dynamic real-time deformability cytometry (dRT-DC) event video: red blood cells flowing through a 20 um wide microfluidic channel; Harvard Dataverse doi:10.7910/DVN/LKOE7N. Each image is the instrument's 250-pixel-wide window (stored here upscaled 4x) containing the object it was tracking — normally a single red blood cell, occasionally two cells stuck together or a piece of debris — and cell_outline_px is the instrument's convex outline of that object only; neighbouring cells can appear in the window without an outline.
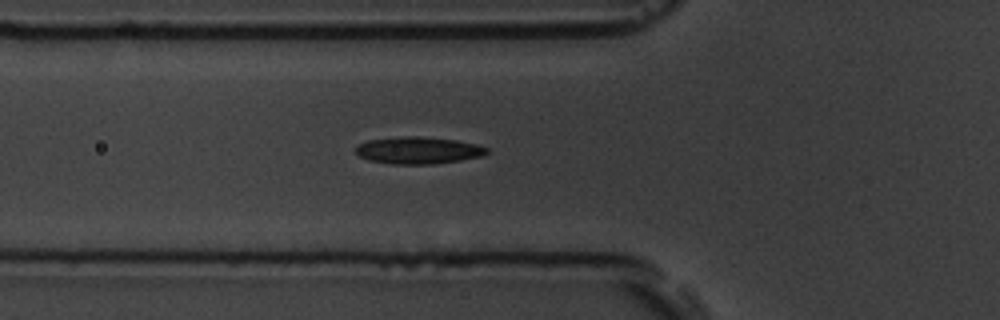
{"species": "common noctule bat (a hibernating species)", "species_latin": "Nyctalus noctula", "temperature_condition": "room temperature", "stored_images_in_passage": 39, "camera_frame_rate_fps": 3000, "um_per_image_px": 0.085, "animal": {"sex": "male", "body_mass_g": 19.5, "forearm_length_mm": 54.6}, "frame": {"image": 1, "passage_image": 2, "time_ms": 0.333, "image_size_px": [1000, 320], "cell_outline_px": [[488, 152], [484, 156], [460, 160], [432, 164], [392, 164], [368, 160], [360, 156], [356, 152], [356, 144], [368, 140], [404, 136], [416, 136], [456, 140], [476, 144], [488, 148]], "centroid_in_image_um": [35.55, 12.78], "position_along_channel_um": 90.3, "area_um2": 20.63}}
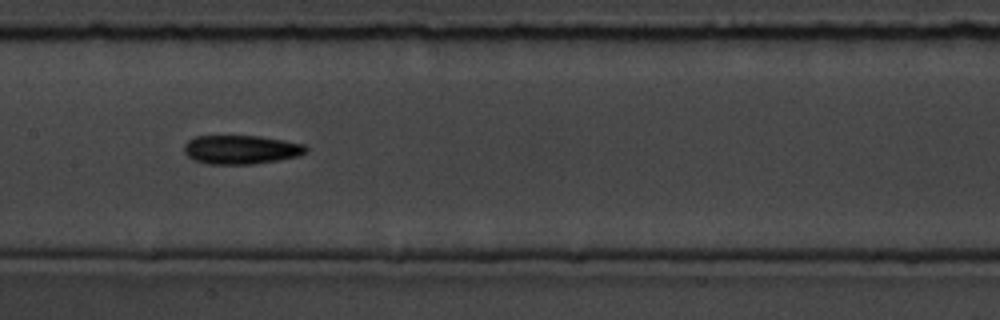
{"frame": {"image": 2, "passage_image": 10, "time_ms": 3.0, "image_size_px": [1000, 320], "cell_outline_px": [[308, 148], [300, 156], [280, 160], [252, 164], [208, 164], [192, 160], [184, 152], [184, 144], [188, 140], [196, 136], [260, 136], [284, 140], [304, 144]], "centroid_in_image_um": [20.48, 12.72], "position_along_channel_um": 186.9, "area_um2": 20.63}}
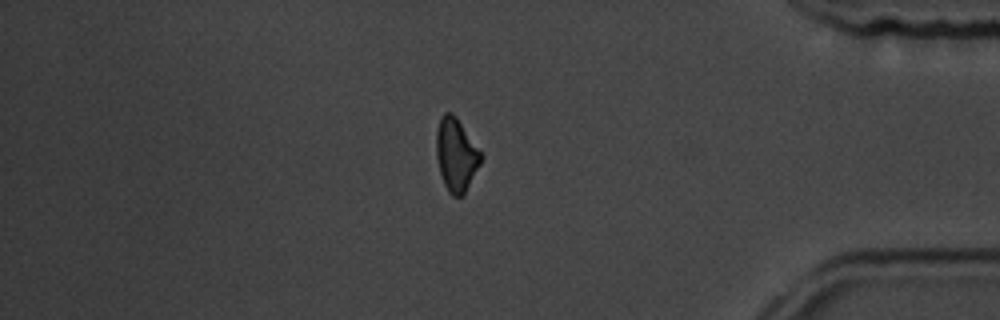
{"frame": {"image": 3, "passage_image": 30, "time_ms": 9.667, "image_size_px": [1000, 320], "cell_outline_px": [[480, 164], [464, 196], [452, 196], [448, 192], [444, 184], [440, 172], [436, 156], [436, 132], [440, 116], [444, 112], [452, 112], [456, 116], [480, 152]], "centroid_in_image_um": [38.74, 13.16], "position_along_channel_um": 396.5, "area_um2": 18.84}}